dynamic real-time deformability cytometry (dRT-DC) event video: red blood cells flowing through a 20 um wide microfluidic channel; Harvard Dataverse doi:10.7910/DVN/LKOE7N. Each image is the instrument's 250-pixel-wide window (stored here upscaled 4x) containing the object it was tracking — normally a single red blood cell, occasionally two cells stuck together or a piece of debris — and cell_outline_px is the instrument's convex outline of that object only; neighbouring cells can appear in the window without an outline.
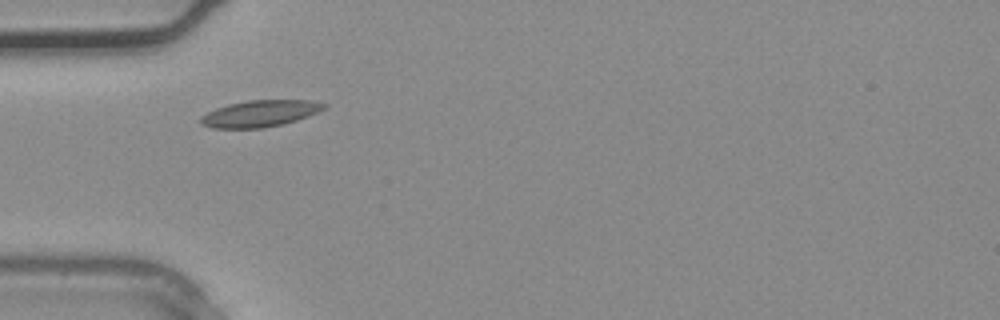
{"species": "common noctule bat (a hibernating species)", "species_latin": "Nyctalus noctula", "temperature_condition": "warm", "stored_images_in_passage": 4, "camera_frame_rate_fps": 3000, "um_per_image_px": 0.085, "animal": {"sex": "male", "body_mass_g": 20.4}, "frame": {"image": 1, "passage_image": 3, "time_ms": 0.667, "image_size_px": [1000, 320], "cell_outline_px": [[328, 108], [320, 112], [284, 124], [264, 128], [212, 128], [200, 124], [200, 116], [216, 108], [228, 104], [248, 100], [308, 100], [328, 104]], "centroid_in_image_um": [22.13, 9.65], "position_along_channel_um": 62.9, "area_um2": 19.31}}
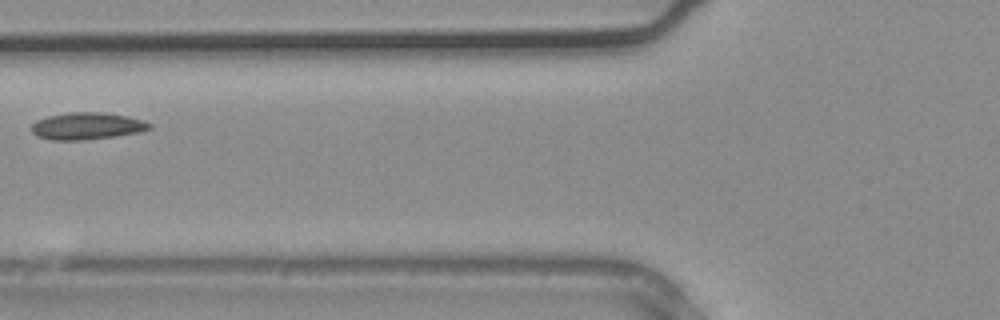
{"frame": {"image": 2, "passage_image": 4, "time_ms": 1.0, "image_size_px": [1000, 320], "cell_outline_px": [[152, 128], [140, 132], [116, 136], [80, 140], [52, 140], [36, 136], [32, 132], [32, 124], [36, 120], [48, 116], [72, 112], [100, 112], [128, 116], [144, 120], [152, 124]], "centroid_in_image_um": [7.41, 10.71], "position_along_channel_um": 118.4, "area_um2": 18.61}}